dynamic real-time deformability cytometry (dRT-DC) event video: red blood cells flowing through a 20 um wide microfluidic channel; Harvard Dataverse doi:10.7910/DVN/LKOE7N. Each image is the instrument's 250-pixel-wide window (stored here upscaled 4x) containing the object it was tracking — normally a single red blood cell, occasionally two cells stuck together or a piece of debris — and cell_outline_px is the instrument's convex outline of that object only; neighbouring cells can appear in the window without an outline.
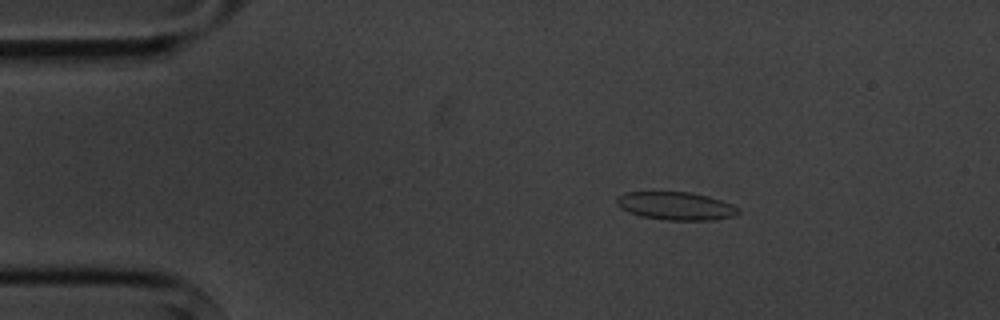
{"species": "common noctule bat (a hibernating species)", "species_latin": "Nyctalus noctula", "temperature_condition": "cold", "stored_images_in_passage": 7, "camera_frame_rate_fps": 3000, "um_per_image_px": 0.085, "animal": {"sex": "male", "body_mass_g": 20.1, "forearm_length_mm": 53.5}, "frame": {"image": 1, "passage_image": 2, "time_ms": 1.0, "image_size_px": [1000, 320], "cell_outline_px": [[740, 212], [732, 216], [712, 220], [668, 220], [640, 216], [628, 212], [620, 208], [616, 204], [616, 196], [624, 192], [688, 192], [708, 196], [732, 204], [740, 208]], "centroid_in_image_um": [57.41, 17.5], "position_along_channel_um": 27.6, "area_um2": 19.94}}
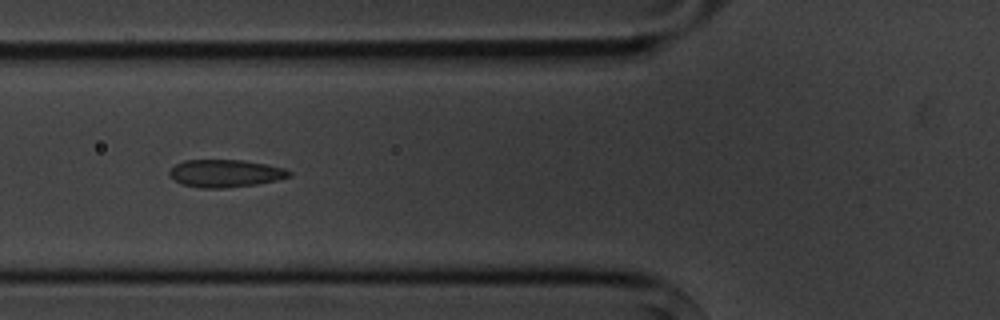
{"frame": {"image": 2, "passage_image": 5, "time_ms": 4.667, "image_size_px": [1000, 320], "cell_outline_px": [[292, 176], [276, 180], [256, 184], [224, 188], [200, 188], [180, 184], [168, 172], [176, 164], [184, 160], [244, 160], [284, 168], [292, 172]], "centroid_in_image_um": [19.16, 14.74], "position_along_channel_um": 106.6, "area_um2": 19.13}}
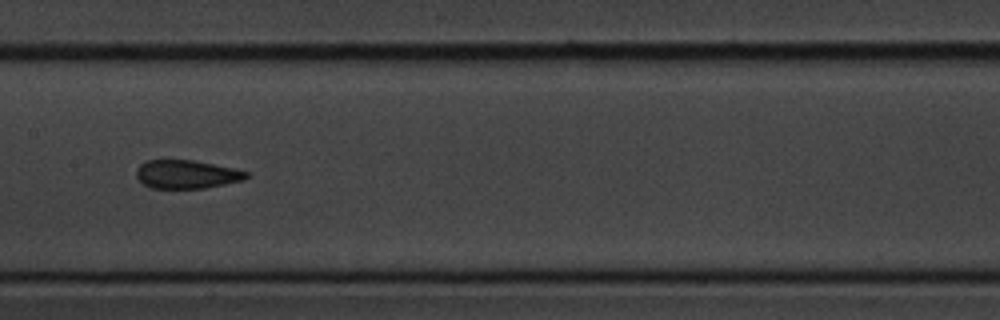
{"frame": {"image": 3, "passage_image": 7, "time_ms": 7.0, "image_size_px": [1000, 320], "cell_outline_px": [[248, 176], [244, 180], [204, 188], [152, 188], [144, 184], [136, 176], [136, 168], [144, 160], [196, 160], [236, 168], [248, 172]], "centroid_in_image_um": [15.87, 14.8], "position_along_channel_um": 191.5, "area_um2": 18.38}}